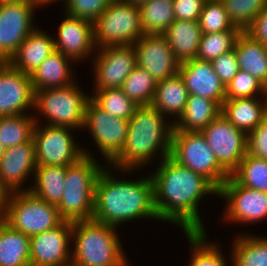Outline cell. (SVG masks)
I'll return each mask as SVG.
<instances>
[{"instance_id":"obj_1","label":"cell","mask_w":267,"mask_h":266,"mask_svg":"<svg viewBox=\"0 0 267 266\" xmlns=\"http://www.w3.org/2000/svg\"><path fill=\"white\" fill-rule=\"evenodd\" d=\"M153 182L154 205L159 220L175 223L184 232L204 231L198 203L205 195H218V189L205 177L186 168L170 156L163 159Z\"/></svg>"},{"instance_id":"obj_2","label":"cell","mask_w":267,"mask_h":266,"mask_svg":"<svg viewBox=\"0 0 267 266\" xmlns=\"http://www.w3.org/2000/svg\"><path fill=\"white\" fill-rule=\"evenodd\" d=\"M144 217L159 219L151 177L119 181L104 169L96 182L92 219L117 228L119 224Z\"/></svg>"},{"instance_id":"obj_3","label":"cell","mask_w":267,"mask_h":266,"mask_svg":"<svg viewBox=\"0 0 267 266\" xmlns=\"http://www.w3.org/2000/svg\"><path fill=\"white\" fill-rule=\"evenodd\" d=\"M164 116L151 105L138 106L129 119L125 144L110 164L129 172L150 163L158 149L161 160L170 156L174 125H167Z\"/></svg>"},{"instance_id":"obj_4","label":"cell","mask_w":267,"mask_h":266,"mask_svg":"<svg viewBox=\"0 0 267 266\" xmlns=\"http://www.w3.org/2000/svg\"><path fill=\"white\" fill-rule=\"evenodd\" d=\"M116 227L91 220L72 222L75 266H120L126 260Z\"/></svg>"},{"instance_id":"obj_5","label":"cell","mask_w":267,"mask_h":266,"mask_svg":"<svg viewBox=\"0 0 267 266\" xmlns=\"http://www.w3.org/2000/svg\"><path fill=\"white\" fill-rule=\"evenodd\" d=\"M103 170L93 156H83L78 162L67 166L65 189L57 205L64 221L92 219L96 182Z\"/></svg>"},{"instance_id":"obj_6","label":"cell","mask_w":267,"mask_h":266,"mask_svg":"<svg viewBox=\"0 0 267 266\" xmlns=\"http://www.w3.org/2000/svg\"><path fill=\"white\" fill-rule=\"evenodd\" d=\"M3 221L12 229L31 237L59 226L57 205L41 200L28 189L11 192Z\"/></svg>"},{"instance_id":"obj_7","label":"cell","mask_w":267,"mask_h":266,"mask_svg":"<svg viewBox=\"0 0 267 266\" xmlns=\"http://www.w3.org/2000/svg\"><path fill=\"white\" fill-rule=\"evenodd\" d=\"M170 157L208 179L217 189L230 177L201 132L173 130Z\"/></svg>"},{"instance_id":"obj_8","label":"cell","mask_w":267,"mask_h":266,"mask_svg":"<svg viewBox=\"0 0 267 266\" xmlns=\"http://www.w3.org/2000/svg\"><path fill=\"white\" fill-rule=\"evenodd\" d=\"M96 48L135 44L144 34L138 6L113 0L93 22Z\"/></svg>"},{"instance_id":"obj_9","label":"cell","mask_w":267,"mask_h":266,"mask_svg":"<svg viewBox=\"0 0 267 266\" xmlns=\"http://www.w3.org/2000/svg\"><path fill=\"white\" fill-rule=\"evenodd\" d=\"M76 85L34 92V107L48 118L47 125L72 129L84 127L85 108L90 95L86 96Z\"/></svg>"},{"instance_id":"obj_10","label":"cell","mask_w":267,"mask_h":266,"mask_svg":"<svg viewBox=\"0 0 267 266\" xmlns=\"http://www.w3.org/2000/svg\"><path fill=\"white\" fill-rule=\"evenodd\" d=\"M33 131L37 166H70L83 156H91L88 151L76 146L72 128L46 125L40 128L37 117ZM81 149V150H80Z\"/></svg>"},{"instance_id":"obj_11","label":"cell","mask_w":267,"mask_h":266,"mask_svg":"<svg viewBox=\"0 0 267 266\" xmlns=\"http://www.w3.org/2000/svg\"><path fill=\"white\" fill-rule=\"evenodd\" d=\"M201 133L218 163L231 174L247 154L248 135L236 128L221 114Z\"/></svg>"},{"instance_id":"obj_12","label":"cell","mask_w":267,"mask_h":266,"mask_svg":"<svg viewBox=\"0 0 267 266\" xmlns=\"http://www.w3.org/2000/svg\"><path fill=\"white\" fill-rule=\"evenodd\" d=\"M33 1L0 4V62H8L18 47L35 29Z\"/></svg>"},{"instance_id":"obj_13","label":"cell","mask_w":267,"mask_h":266,"mask_svg":"<svg viewBox=\"0 0 267 266\" xmlns=\"http://www.w3.org/2000/svg\"><path fill=\"white\" fill-rule=\"evenodd\" d=\"M129 120L109 115L91 99L85 108L84 127L89 129L101 154L111 162L123 148L128 132Z\"/></svg>"},{"instance_id":"obj_14","label":"cell","mask_w":267,"mask_h":266,"mask_svg":"<svg viewBox=\"0 0 267 266\" xmlns=\"http://www.w3.org/2000/svg\"><path fill=\"white\" fill-rule=\"evenodd\" d=\"M98 51L93 65L96 82L94 90L121 88L125 79L137 66L133 44L99 47Z\"/></svg>"},{"instance_id":"obj_15","label":"cell","mask_w":267,"mask_h":266,"mask_svg":"<svg viewBox=\"0 0 267 266\" xmlns=\"http://www.w3.org/2000/svg\"><path fill=\"white\" fill-rule=\"evenodd\" d=\"M227 201L225 218L234 222L250 223L267 218V193L244 187L231 176L218 189Z\"/></svg>"},{"instance_id":"obj_16","label":"cell","mask_w":267,"mask_h":266,"mask_svg":"<svg viewBox=\"0 0 267 266\" xmlns=\"http://www.w3.org/2000/svg\"><path fill=\"white\" fill-rule=\"evenodd\" d=\"M72 222L30 237V266H67L71 264ZM70 250V251H69Z\"/></svg>"},{"instance_id":"obj_17","label":"cell","mask_w":267,"mask_h":266,"mask_svg":"<svg viewBox=\"0 0 267 266\" xmlns=\"http://www.w3.org/2000/svg\"><path fill=\"white\" fill-rule=\"evenodd\" d=\"M137 66L161 81L179 72L180 62L162 34H143L133 44Z\"/></svg>"},{"instance_id":"obj_18","label":"cell","mask_w":267,"mask_h":266,"mask_svg":"<svg viewBox=\"0 0 267 266\" xmlns=\"http://www.w3.org/2000/svg\"><path fill=\"white\" fill-rule=\"evenodd\" d=\"M34 108V90L31 76L0 62V117L26 114Z\"/></svg>"},{"instance_id":"obj_19","label":"cell","mask_w":267,"mask_h":266,"mask_svg":"<svg viewBox=\"0 0 267 266\" xmlns=\"http://www.w3.org/2000/svg\"><path fill=\"white\" fill-rule=\"evenodd\" d=\"M179 73L189 95L205 97L222 106L226 99V87L211 62L198 59L185 61L180 63Z\"/></svg>"},{"instance_id":"obj_20","label":"cell","mask_w":267,"mask_h":266,"mask_svg":"<svg viewBox=\"0 0 267 266\" xmlns=\"http://www.w3.org/2000/svg\"><path fill=\"white\" fill-rule=\"evenodd\" d=\"M54 46L56 51L73 60L86 58L96 50L93 22L67 14L59 26L58 40H54Z\"/></svg>"},{"instance_id":"obj_21","label":"cell","mask_w":267,"mask_h":266,"mask_svg":"<svg viewBox=\"0 0 267 266\" xmlns=\"http://www.w3.org/2000/svg\"><path fill=\"white\" fill-rule=\"evenodd\" d=\"M37 167L33 138L23 144L7 148L0 158V179L11 191L18 192L29 174Z\"/></svg>"},{"instance_id":"obj_22","label":"cell","mask_w":267,"mask_h":266,"mask_svg":"<svg viewBox=\"0 0 267 266\" xmlns=\"http://www.w3.org/2000/svg\"><path fill=\"white\" fill-rule=\"evenodd\" d=\"M54 51V38L35 28L18 47L8 63L13 68L31 76Z\"/></svg>"},{"instance_id":"obj_23","label":"cell","mask_w":267,"mask_h":266,"mask_svg":"<svg viewBox=\"0 0 267 266\" xmlns=\"http://www.w3.org/2000/svg\"><path fill=\"white\" fill-rule=\"evenodd\" d=\"M257 97L225 99L221 115L247 135L255 130L267 115V96L262 101Z\"/></svg>"},{"instance_id":"obj_24","label":"cell","mask_w":267,"mask_h":266,"mask_svg":"<svg viewBox=\"0 0 267 266\" xmlns=\"http://www.w3.org/2000/svg\"><path fill=\"white\" fill-rule=\"evenodd\" d=\"M233 49L239 69L248 72L267 88V44L244 31L237 36Z\"/></svg>"},{"instance_id":"obj_25","label":"cell","mask_w":267,"mask_h":266,"mask_svg":"<svg viewBox=\"0 0 267 266\" xmlns=\"http://www.w3.org/2000/svg\"><path fill=\"white\" fill-rule=\"evenodd\" d=\"M202 34L198 21L175 20L162 35L175 58L183 63L196 59Z\"/></svg>"},{"instance_id":"obj_26","label":"cell","mask_w":267,"mask_h":266,"mask_svg":"<svg viewBox=\"0 0 267 266\" xmlns=\"http://www.w3.org/2000/svg\"><path fill=\"white\" fill-rule=\"evenodd\" d=\"M69 60L73 59L56 50L50 54L31 75L34 92L47 88L65 87L75 83L71 80L72 70L70 69L72 68H69Z\"/></svg>"},{"instance_id":"obj_27","label":"cell","mask_w":267,"mask_h":266,"mask_svg":"<svg viewBox=\"0 0 267 266\" xmlns=\"http://www.w3.org/2000/svg\"><path fill=\"white\" fill-rule=\"evenodd\" d=\"M220 114L221 107L215 101L189 95L182 115L173 123V130L201 132Z\"/></svg>"},{"instance_id":"obj_28","label":"cell","mask_w":267,"mask_h":266,"mask_svg":"<svg viewBox=\"0 0 267 266\" xmlns=\"http://www.w3.org/2000/svg\"><path fill=\"white\" fill-rule=\"evenodd\" d=\"M188 96L183 78L178 72L157 82L155 94L150 105L163 115L168 113L174 116L175 114L179 119L185 109Z\"/></svg>"},{"instance_id":"obj_29","label":"cell","mask_w":267,"mask_h":266,"mask_svg":"<svg viewBox=\"0 0 267 266\" xmlns=\"http://www.w3.org/2000/svg\"><path fill=\"white\" fill-rule=\"evenodd\" d=\"M0 266H30V237L0 220Z\"/></svg>"},{"instance_id":"obj_30","label":"cell","mask_w":267,"mask_h":266,"mask_svg":"<svg viewBox=\"0 0 267 266\" xmlns=\"http://www.w3.org/2000/svg\"><path fill=\"white\" fill-rule=\"evenodd\" d=\"M67 166H37L34 171L35 186L29 191L53 205H58L65 189Z\"/></svg>"},{"instance_id":"obj_31","label":"cell","mask_w":267,"mask_h":266,"mask_svg":"<svg viewBox=\"0 0 267 266\" xmlns=\"http://www.w3.org/2000/svg\"><path fill=\"white\" fill-rule=\"evenodd\" d=\"M139 10L144 34H163L176 20L173 0H150Z\"/></svg>"},{"instance_id":"obj_32","label":"cell","mask_w":267,"mask_h":266,"mask_svg":"<svg viewBox=\"0 0 267 266\" xmlns=\"http://www.w3.org/2000/svg\"><path fill=\"white\" fill-rule=\"evenodd\" d=\"M234 242L233 266H267V238L241 235Z\"/></svg>"},{"instance_id":"obj_33","label":"cell","mask_w":267,"mask_h":266,"mask_svg":"<svg viewBox=\"0 0 267 266\" xmlns=\"http://www.w3.org/2000/svg\"><path fill=\"white\" fill-rule=\"evenodd\" d=\"M0 117V140L4 147L10 148L30 141L36 124L34 115Z\"/></svg>"},{"instance_id":"obj_34","label":"cell","mask_w":267,"mask_h":266,"mask_svg":"<svg viewBox=\"0 0 267 266\" xmlns=\"http://www.w3.org/2000/svg\"><path fill=\"white\" fill-rule=\"evenodd\" d=\"M230 176L244 187L267 193V160L247 152Z\"/></svg>"},{"instance_id":"obj_35","label":"cell","mask_w":267,"mask_h":266,"mask_svg":"<svg viewBox=\"0 0 267 266\" xmlns=\"http://www.w3.org/2000/svg\"><path fill=\"white\" fill-rule=\"evenodd\" d=\"M157 81L146 70L136 66L123 82L121 89L124 94L138 106L150 105Z\"/></svg>"},{"instance_id":"obj_36","label":"cell","mask_w":267,"mask_h":266,"mask_svg":"<svg viewBox=\"0 0 267 266\" xmlns=\"http://www.w3.org/2000/svg\"><path fill=\"white\" fill-rule=\"evenodd\" d=\"M90 99L111 116L129 120L138 107L121 88L101 89Z\"/></svg>"},{"instance_id":"obj_37","label":"cell","mask_w":267,"mask_h":266,"mask_svg":"<svg viewBox=\"0 0 267 266\" xmlns=\"http://www.w3.org/2000/svg\"><path fill=\"white\" fill-rule=\"evenodd\" d=\"M234 27L247 31L264 10L267 0H220Z\"/></svg>"},{"instance_id":"obj_38","label":"cell","mask_w":267,"mask_h":266,"mask_svg":"<svg viewBox=\"0 0 267 266\" xmlns=\"http://www.w3.org/2000/svg\"><path fill=\"white\" fill-rule=\"evenodd\" d=\"M240 30H225L218 33L202 34L196 59L212 62L222 54L233 50Z\"/></svg>"},{"instance_id":"obj_39","label":"cell","mask_w":267,"mask_h":266,"mask_svg":"<svg viewBox=\"0 0 267 266\" xmlns=\"http://www.w3.org/2000/svg\"><path fill=\"white\" fill-rule=\"evenodd\" d=\"M193 253L188 266H226V261L219 247L207 244L205 231L185 232ZM206 243V244H205Z\"/></svg>"},{"instance_id":"obj_40","label":"cell","mask_w":267,"mask_h":266,"mask_svg":"<svg viewBox=\"0 0 267 266\" xmlns=\"http://www.w3.org/2000/svg\"><path fill=\"white\" fill-rule=\"evenodd\" d=\"M198 22L203 34L239 30L231 23L220 0H206Z\"/></svg>"},{"instance_id":"obj_41","label":"cell","mask_w":267,"mask_h":266,"mask_svg":"<svg viewBox=\"0 0 267 266\" xmlns=\"http://www.w3.org/2000/svg\"><path fill=\"white\" fill-rule=\"evenodd\" d=\"M260 92L261 95L267 96V88L258 79L239 69L236 76L226 87V99L257 97Z\"/></svg>"},{"instance_id":"obj_42","label":"cell","mask_w":267,"mask_h":266,"mask_svg":"<svg viewBox=\"0 0 267 266\" xmlns=\"http://www.w3.org/2000/svg\"><path fill=\"white\" fill-rule=\"evenodd\" d=\"M113 0H65L69 16L94 22Z\"/></svg>"},{"instance_id":"obj_43","label":"cell","mask_w":267,"mask_h":266,"mask_svg":"<svg viewBox=\"0 0 267 266\" xmlns=\"http://www.w3.org/2000/svg\"><path fill=\"white\" fill-rule=\"evenodd\" d=\"M213 69L222 83L227 87L239 71L237 56L234 49L222 54L212 62Z\"/></svg>"},{"instance_id":"obj_44","label":"cell","mask_w":267,"mask_h":266,"mask_svg":"<svg viewBox=\"0 0 267 266\" xmlns=\"http://www.w3.org/2000/svg\"><path fill=\"white\" fill-rule=\"evenodd\" d=\"M247 152L267 160V115L260 125L248 134Z\"/></svg>"},{"instance_id":"obj_45","label":"cell","mask_w":267,"mask_h":266,"mask_svg":"<svg viewBox=\"0 0 267 266\" xmlns=\"http://www.w3.org/2000/svg\"><path fill=\"white\" fill-rule=\"evenodd\" d=\"M206 0H173L176 20L198 21Z\"/></svg>"},{"instance_id":"obj_46","label":"cell","mask_w":267,"mask_h":266,"mask_svg":"<svg viewBox=\"0 0 267 266\" xmlns=\"http://www.w3.org/2000/svg\"><path fill=\"white\" fill-rule=\"evenodd\" d=\"M246 32L255 40L267 44V5Z\"/></svg>"},{"instance_id":"obj_47","label":"cell","mask_w":267,"mask_h":266,"mask_svg":"<svg viewBox=\"0 0 267 266\" xmlns=\"http://www.w3.org/2000/svg\"><path fill=\"white\" fill-rule=\"evenodd\" d=\"M10 194L11 191L3 184L2 180L0 179V220H3Z\"/></svg>"},{"instance_id":"obj_48","label":"cell","mask_w":267,"mask_h":266,"mask_svg":"<svg viewBox=\"0 0 267 266\" xmlns=\"http://www.w3.org/2000/svg\"><path fill=\"white\" fill-rule=\"evenodd\" d=\"M121 1L127 2V3H129L131 5H135V6L139 7L140 5H142V4L146 3V2H149L150 0H121Z\"/></svg>"},{"instance_id":"obj_49","label":"cell","mask_w":267,"mask_h":266,"mask_svg":"<svg viewBox=\"0 0 267 266\" xmlns=\"http://www.w3.org/2000/svg\"><path fill=\"white\" fill-rule=\"evenodd\" d=\"M34 3H35V5L38 7L39 5H44V3H45V5L46 4H49V3H51V2H53V1H55V0H32Z\"/></svg>"},{"instance_id":"obj_50","label":"cell","mask_w":267,"mask_h":266,"mask_svg":"<svg viewBox=\"0 0 267 266\" xmlns=\"http://www.w3.org/2000/svg\"><path fill=\"white\" fill-rule=\"evenodd\" d=\"M19 1H32V0H0V4L9 2H19Z\"/></svg>"},{"instance_id":"obj_51","label":"cell","mask_w":267,"mask_h":266,"mask_svg":"<svg viewBox=\"0 0 267 266\" xmlns=\"http://www.w3.org/2000/svg\"><path fill=\"white\" fill-rule=\"evenodd\" d=\"M6 148L4 147V145L1 143V140H0V158L2 157V155L4 154Z\"/></svg>"},{"instance_id":"obj_52","label":"cell","mask_w":267,"mask_h":266,"mask_svg":"<svg viewBox=\"0 0 267 266\" xmlns=\"http://www.w3.org/2000/svg\"><path fill=\"white\" fill-rule=\"evenodd\" d=\"M120 266H129V264H127V261H125L122 265Z\"/></svg>"}]
</instances>
